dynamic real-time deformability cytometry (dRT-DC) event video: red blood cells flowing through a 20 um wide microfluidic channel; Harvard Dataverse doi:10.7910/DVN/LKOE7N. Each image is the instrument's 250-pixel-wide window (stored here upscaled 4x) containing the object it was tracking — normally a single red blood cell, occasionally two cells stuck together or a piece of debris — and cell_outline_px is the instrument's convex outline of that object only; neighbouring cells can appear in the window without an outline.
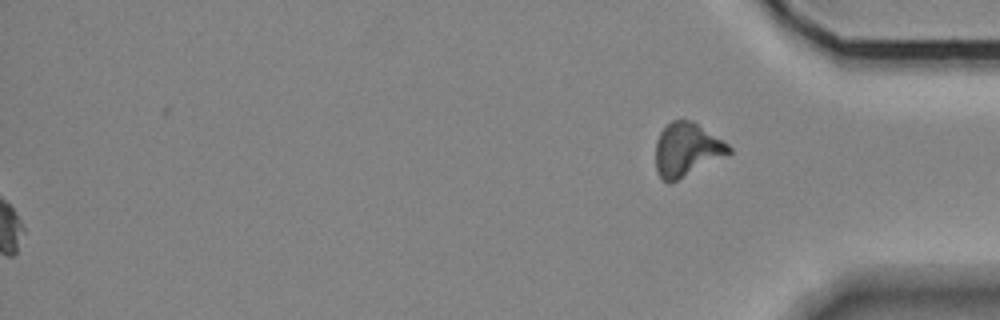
{"species": "Egyptian fruit bat (a non-hibernating species)", "species_latin": "Rousettus aegyptiacus", "temperature_condition": "room temperature", "stored_images_in_passage": 57, "segment_of_instrument_passage": [2, 2], "camera_frame_rate_fps": 3000, "um_per_image_px": 0.085, "animal": {"sex": "female"}, "frame": {"image": 1, "passage_image": 57, "time_ms": 18.667, "image_size_px": [1000, 320], "cell_outline_px": [[732, 152], [728, 156], [668, 184], [656, 172], [656, 140], [660, 132], [672, 120], [692, 120], [724, 140], [732, 148]], "centroid_in_image_um": [58.4, 12.72], "position_along_channel_um": 376.8, "area_um2": 23.0}}